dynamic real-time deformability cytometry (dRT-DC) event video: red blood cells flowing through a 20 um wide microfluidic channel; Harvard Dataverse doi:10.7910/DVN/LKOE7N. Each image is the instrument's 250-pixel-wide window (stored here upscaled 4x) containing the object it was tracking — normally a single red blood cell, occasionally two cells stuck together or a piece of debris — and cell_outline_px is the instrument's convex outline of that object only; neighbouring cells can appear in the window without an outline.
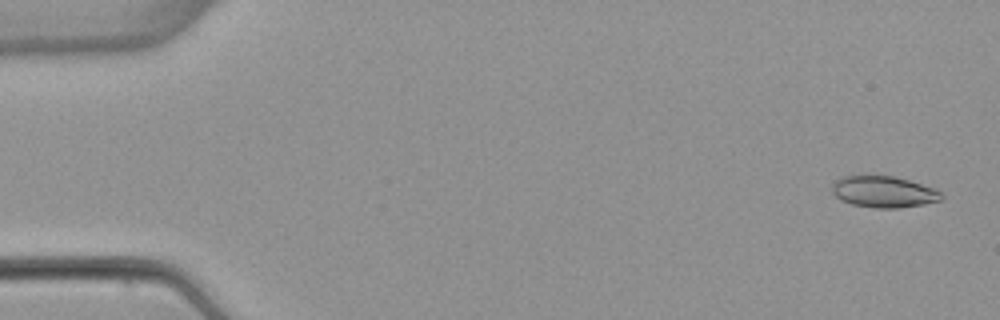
{"species": "common noctule bat (a hibernating species)", "species_latin": "Nyctalus noctula", "temperature_condition": "warm", "stored_images_in_passage": 52, "camera_frame_rate_fps": 3000, "um_per_image_px": 0.085, "animal": {"sex": "female", "body_mass_g": 22.7, "forearm_length_mm": 54.2}, "frame": {"image": 1, "passage_image": 2, "time_ms": 0.333, "image_size_px": [1000, 320], "cell_outline_px": [[944, 196], [940, 200], [924, 204], [900, 208], [872, 208], [852, 204], [840, 200], [832, 192], [832, 184], [836, 180], [844, 176], [892, 176], [908, 180], [932, 188], [940, 192]], "centroid_in_image_um": [75.09, 16.32], "position_along_channel_um": 9.9, "area_um2": 19.83}}
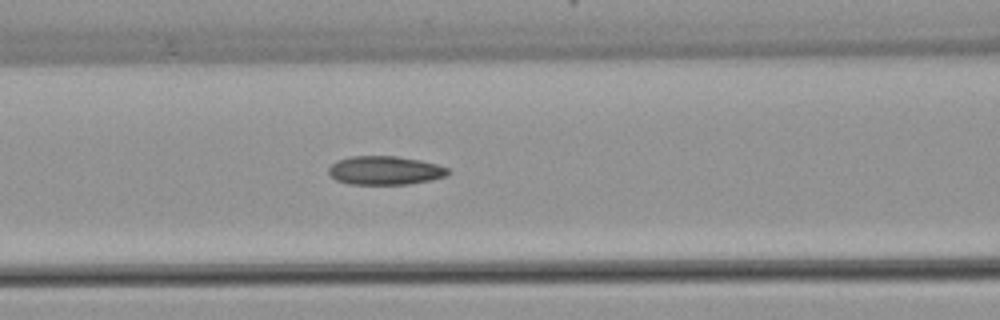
{"frame": {"image": 2, "passage_image": 22, "time_ms": 7.0, "image_size_px": [1000, 320], "cell_outline_px": [[452, 172], [444, 176], [432, 180], [408, 184], [352, 184], [336, 180], [328, 172], [328, 168], [336, 160], [352, 156], [396, 156], [420, 160], [436, 164], [448, 168]], "centroid_in_image_um": [32.73, 14.48], "position_along_channel_um": 133.9, "area_um2": 19.94}}
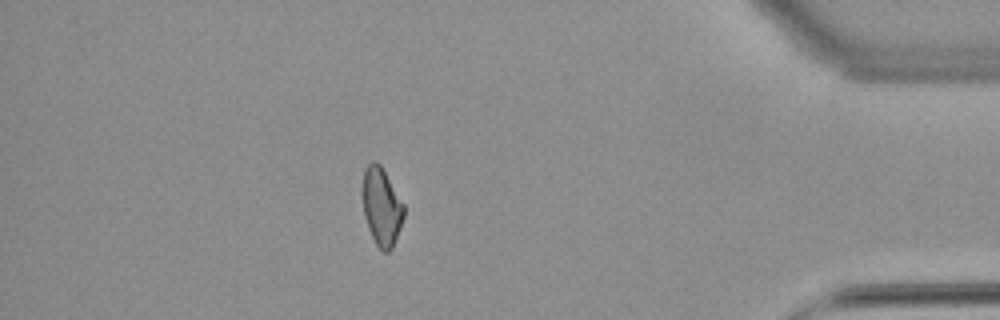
{"frame": {"image": 3, "passage_image": 46, "time_ms": 15.0, "image_size_px": [1000, 320], "cell_outline_px": [[404, 216], [400, 228], [392, 248], [388, 252], [384, 252], [376, 244], [368, 228], [364, 216], [364, 168], [372, 160], [376, 160], [380, 164], [404, 204]], "centroid_in_image_um": [32.45, 17.56], "position_along_channel_um": 402.7, "area_um2": 18.38}, "authors_computed_cell_mechanics": {"area_um2": 19.7098, "velocity_mm_per_s": 3.9072, "shape_relaxation_time_tau1_ms": null, "shape_relaxation_time_tau2_ms": 2.9757, "deformation_change_tau1": null, "deformation_change_tau2": 0.0919}}